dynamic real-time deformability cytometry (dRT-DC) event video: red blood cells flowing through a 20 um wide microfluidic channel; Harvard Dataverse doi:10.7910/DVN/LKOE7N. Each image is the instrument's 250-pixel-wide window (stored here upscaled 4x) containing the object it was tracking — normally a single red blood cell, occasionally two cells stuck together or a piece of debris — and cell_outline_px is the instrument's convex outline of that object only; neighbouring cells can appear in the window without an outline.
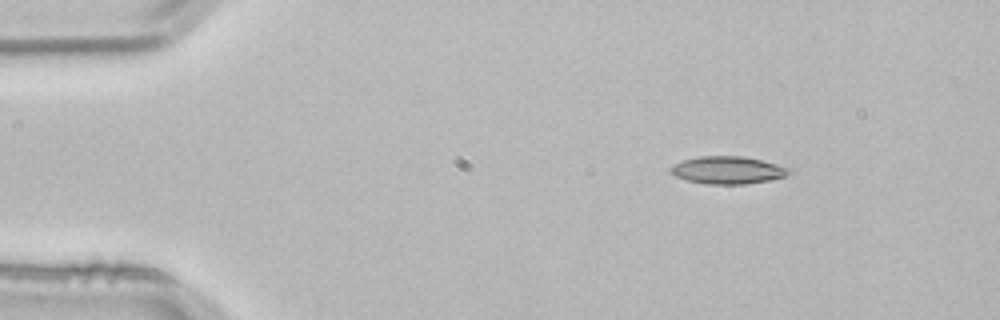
{"species": "common noctule bat (a hibernating species)", "species_latin": "Nyctalus noctula", "temperature_condition": "room temperature", "stored_images_in_passage": 3, "camera_frame_rate_fps": 3000, "um_per_image_px": 0.085, "animal": {"sex": "male", "body_mass_g": 21.5, "forearm_length_mm": 52.0}, "frame": {"image": 1, "passage_image": 1, "time_ms": 0.0, "image_size_px": [1000, 320], "cell_outline_px": [[792, 172], [784, 176], [768, 180], [744, 184], [704, 184], [688, 180], [676, 176], [672, 172], [672, 164], [684, 160], [700, 156], [744, 156], [792, 168]], "centroid_in_image_um": [61.88, 14.46], "position_along_channel_um": 23.1, "area_um2": 18.79}}
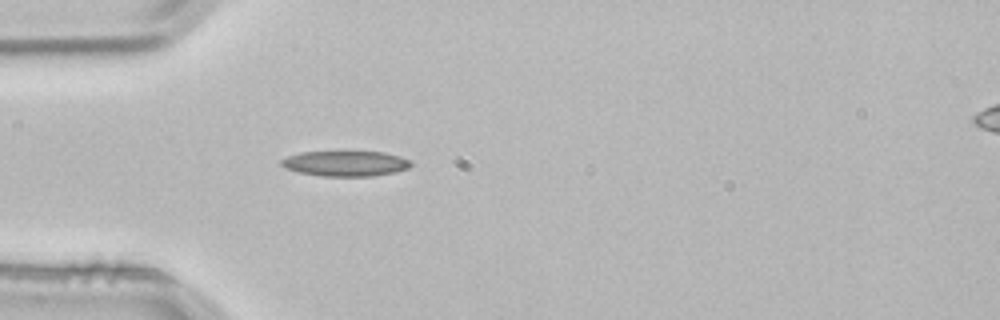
{"frame": {"image": 2, "passage_image": 3, "time_ms": 0.667, "image_size_px": [1000, 320], "cell_outline_px": [[412, 164], [408, 168], [392, 172], [372, 176], [320, 176], [300, 172], [284, 168], [280, 164], [280, 160], [288, 156], [300, 152], [384, 152], [400, 156], [412, 160]], "centroid_in_image_um": [29.36, 13.89], "position_along_channel_um": 55.6, "area_um2": 19.07}}